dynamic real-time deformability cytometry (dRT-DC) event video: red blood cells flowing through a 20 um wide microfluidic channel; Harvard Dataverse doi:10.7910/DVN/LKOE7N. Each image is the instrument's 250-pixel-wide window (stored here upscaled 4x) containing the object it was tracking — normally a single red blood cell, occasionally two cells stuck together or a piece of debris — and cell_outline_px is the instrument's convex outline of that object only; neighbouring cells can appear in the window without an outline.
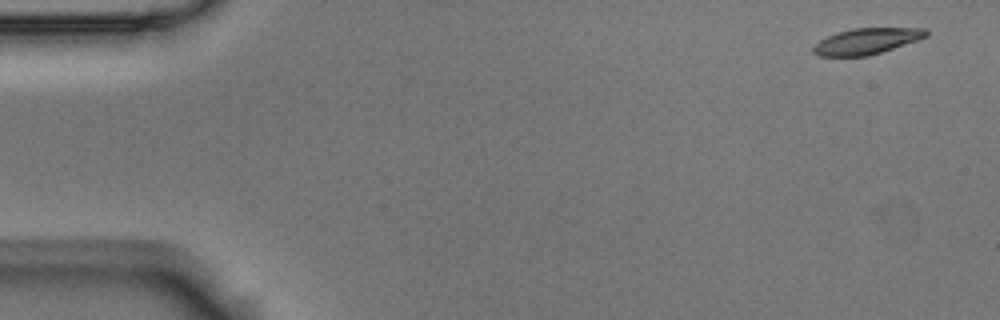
{"species": "Egyptian fruit bat (a non-hibernating species)", "species_latin": "Rousettus aegyptiacus", "temperature_condition": "room temperature", "stored_images_in_passage": 4, "camera_frame_rate_fps": 3000, "um_per_image_px": 0.085, "animal": {"sex": "male"}, "frame": {"image": 1, "passage_image": 1, "time_ms": 0.0, "image_size_px": [1000, 320], "cell_outline_px": [[928, 36], [868, 56], [820, 56], [812, 52], [812, 48], [820, 40], [828, 36], [852, 28], [928, 28]], "centroid_in_image_um": [73.66, 3.5], "position_along_channel_um": 11.3, "area_um2": 16.82}}
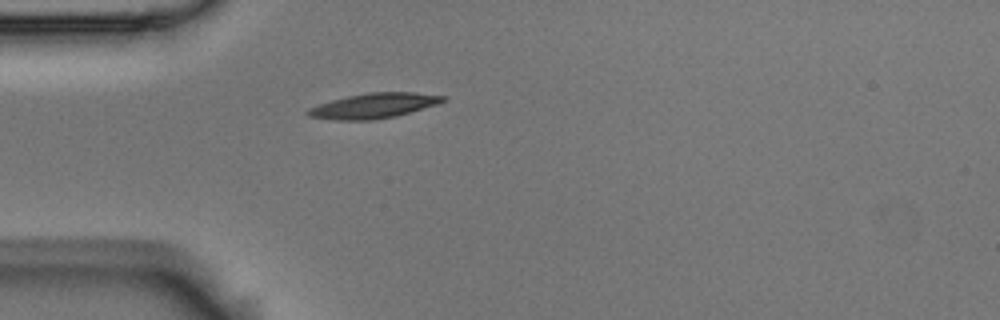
{"frame": {"image": 2, "passage_image": 4, "time_ms": 1.0, "image_size_px": [1000, 320], "cell_outline_px": [[448, 96], [444, 100], [436, 104], [396, 116], [372, 120], [336, 120], [308, 116], [304, 112], [308, 108], [332, 100], [348, 96], [368, 92], [416, 92]], "centroid_in_image_um": [31.75, 8.98], "position_along_channel_um": 53.2, "area_um2": 19.59}}